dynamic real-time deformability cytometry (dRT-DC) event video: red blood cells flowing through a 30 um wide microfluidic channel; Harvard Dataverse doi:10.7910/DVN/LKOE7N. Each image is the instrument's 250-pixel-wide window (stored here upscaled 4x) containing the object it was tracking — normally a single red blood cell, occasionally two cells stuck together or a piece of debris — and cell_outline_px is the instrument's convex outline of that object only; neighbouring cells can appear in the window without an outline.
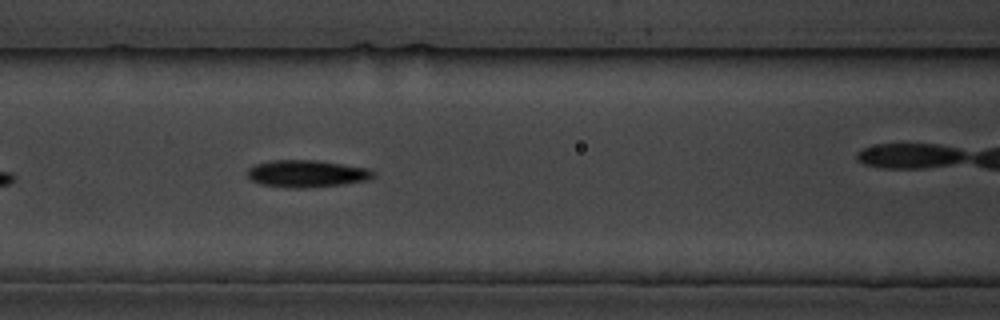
{"species": "common noctule bat (a hibernating species)", "species_latin": "Nyctalus noctula", "temperature_condition": "cold", "stored_images_in_passage": 7, "camera_frame_rate_fps": 3000, "um_per_image_px": 0.085, "animal": {"sex": "male", "body_mass_g": 19.5, "forearm_length_mm": 54.6}, "frame": {"image": 1, "passage_image": 6, "time_ms": 5.667, "image_size_px": [1000, 320], "cell_outline_px": [[376, 176], [368, 180], [344, 184], [304, 188], [292, 188], [260, 184], [252, 180], [248, 176], [248, 168], [256, 164], [272, 160], [316, 160], [368, 168], [376, 172]], "centroid_in_image_um": [26.11, 14.76], "position_along_channel_um": 140.5, "area_um2": 19.94}}